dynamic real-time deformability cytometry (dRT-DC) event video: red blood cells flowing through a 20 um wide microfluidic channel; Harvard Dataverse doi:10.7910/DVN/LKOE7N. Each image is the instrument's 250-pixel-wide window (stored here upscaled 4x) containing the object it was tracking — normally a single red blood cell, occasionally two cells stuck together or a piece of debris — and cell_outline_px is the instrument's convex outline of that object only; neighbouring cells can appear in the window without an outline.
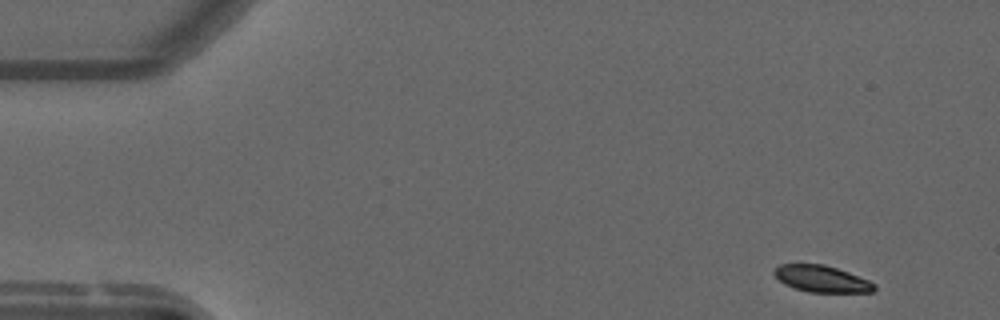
{"species": "common noctule bat (a hibernating species)", "species_latin": "Nyctalus noctula", "temperature_condition": "warm", "stored_images_in_passage": 52, "camera_frame_rate_fps": 3000, "um_per_image_px": 0.085, "animal": {"sex": "male", "forearm_length_mm": 52.5}, "frame": {"image": 1, "passage_image": 1, "time_ms": 0.0, "image_size_px": [1000, 320], "cell_outline_px": [[876, 288], [872, 292], [808, 292], [784, 284], [772, 272], [780, 264], [824, 264], [848, 272], [868, 280], [876, 284]], "centroid_in_image_um": [69.85, 23.7], "position_along_channel_um": 15.2, "area_um2": 15.37}}
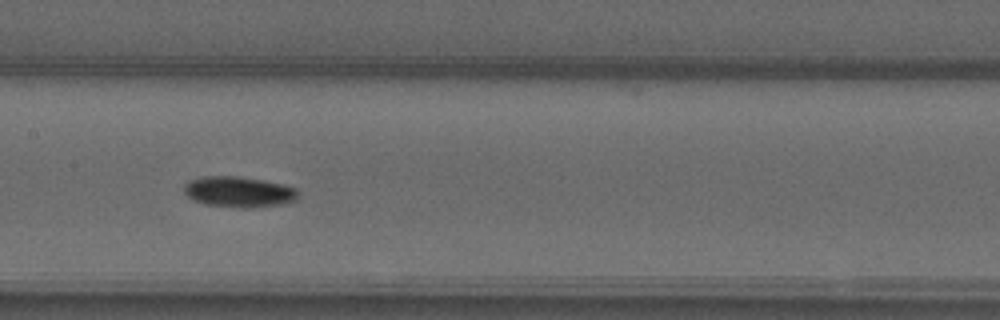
{"frame": {"image": 2, "passage_image": 24, "time_ms": 7.667, "image_size_px": [1000, 320], "cell_outline_px": [[300, 200], [284, 204], [248, 208], [232, 208], [204, 204], [192, 200], [184, 192], [184, 184], [192, 180], [204, 176], [236, 176], [284, 184], [296, 188]], "centroid_in_image_um": [20.33, 16.33], "position_along_channel_um": 187.1, "area_um2": 20.69}}
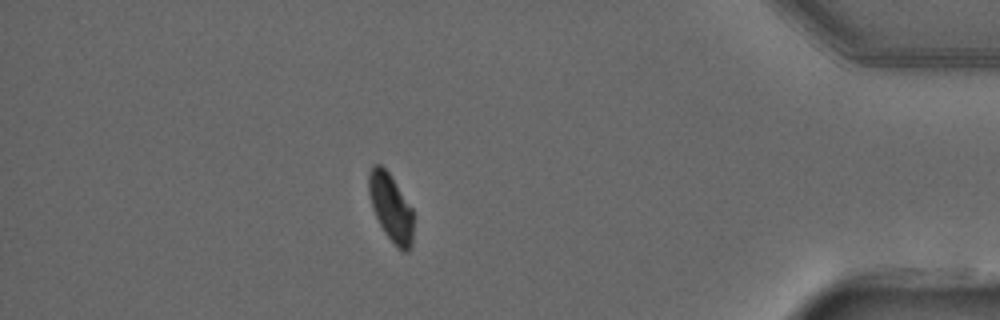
{"frame": {"image": 3, "passage_image": 45, "time_ms": 14.667, "image_size_px": [1000, 320], "cell_outline_px": [[412, 244], [408, 252], [404, 252], [396, 248], [384, 232], [372, 208], [368, 192], [368, 172], [372, 164], [380, 164], [388, 172], [412, 208]], "centroid_in_image_um": [33.2, 17.65], "position_along_channel_um": 402.0, "area_um2": 17.57}, "authors_computed_cell_mechanics": {"area_um2": 18.785, "velocity_mm_per_s": 3.6925, "shape_relaxation_time_tau1_ms": 3.8512, "shape_relaxation_time_tau2_ms": null, "deformation_change_tau1": 0.1284, "deformation_change_tau2": null}}